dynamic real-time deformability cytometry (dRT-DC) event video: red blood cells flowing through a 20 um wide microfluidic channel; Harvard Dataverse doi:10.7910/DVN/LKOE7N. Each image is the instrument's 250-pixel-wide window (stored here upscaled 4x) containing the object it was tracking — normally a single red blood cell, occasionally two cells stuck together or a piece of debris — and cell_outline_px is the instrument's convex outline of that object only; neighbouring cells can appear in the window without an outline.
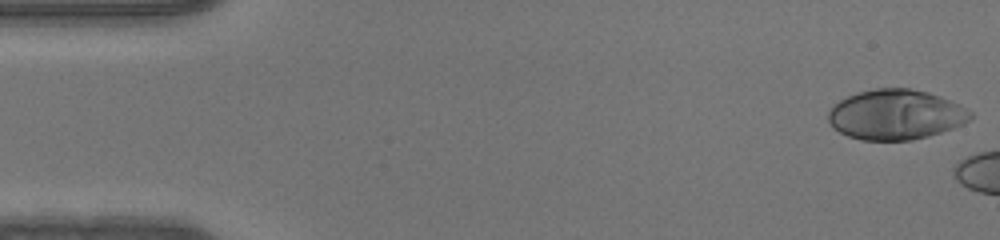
{"species": "human", "species_latin": "Homo sapiens", "temperature_condition": "warm", "stored_images_in_passage": 7, "camera_frame_rate_fps": 3000, "um_per_image_px": 0.085, "donor": {"sex": "male"}, "frame": {"image": 1, "passage_image": 1, "time_ms": 0.0, "image_size_px": [1000, 240], "cell_outline_px": [[972, 116], [968, 120], [952, 128], [928, 136], [912, 140], [860, 140], [848, 136], [832, 128], [828, 120], [828, 112], [840, 100], [848, 96], [860, 92], [876, 88], [908, 88], [928, 92], [940, 96], [960, 104], [972, 112]], "centroid_in_image_um": [76.13, 9.74], "position_along_channel_um": 8.9, "area_um2": 41.27}}